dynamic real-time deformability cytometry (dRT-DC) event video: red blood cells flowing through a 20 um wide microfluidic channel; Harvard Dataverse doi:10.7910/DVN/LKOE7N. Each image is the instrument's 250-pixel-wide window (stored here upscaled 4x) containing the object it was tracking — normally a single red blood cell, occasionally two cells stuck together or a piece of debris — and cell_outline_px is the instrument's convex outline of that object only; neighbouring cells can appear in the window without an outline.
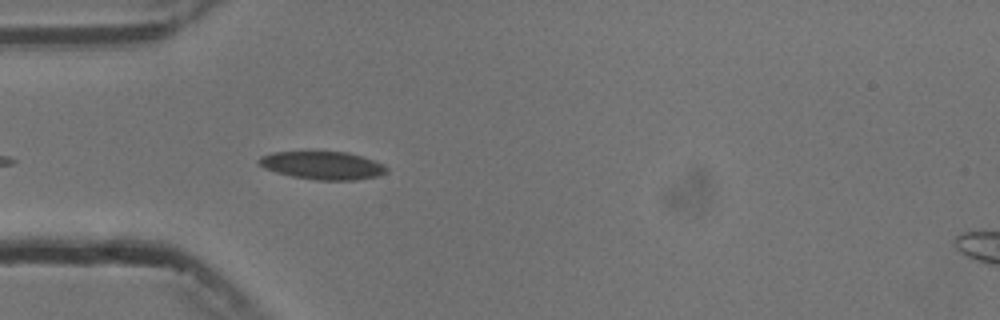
{"species": "common noctule bat (a hibernating species)", "species_latin": "Nyctalus noctula", "temperature_condition": "cold", "stored_images_in_passage": 5, "camera_frame_rate_fps": 3000, "um_per_image_px": 0.085, "animal": {"sex": "male", "body_mass_g": 13.3}, "frame": {"image": 1, "passage_image": 5, "time_ms": 4.667, "image_size_px": [1000, 320], "cell_outline_px": [[388, 172], [376, 176], [356, 180], [316, 180], [292, 176], [276, 172], [264, 168], [256, 160], [260, 156], [272, 152], [348, 152], [384, 164], [388, 168]], "centroid_in_image_um": [27.41, 14.06], "position_along_channel_um": 57.6, "area_um2": 20.75}}